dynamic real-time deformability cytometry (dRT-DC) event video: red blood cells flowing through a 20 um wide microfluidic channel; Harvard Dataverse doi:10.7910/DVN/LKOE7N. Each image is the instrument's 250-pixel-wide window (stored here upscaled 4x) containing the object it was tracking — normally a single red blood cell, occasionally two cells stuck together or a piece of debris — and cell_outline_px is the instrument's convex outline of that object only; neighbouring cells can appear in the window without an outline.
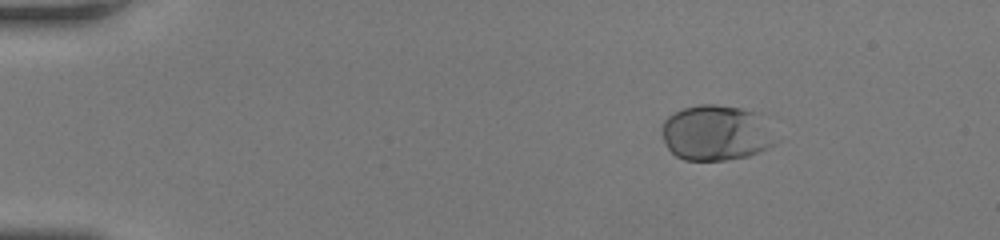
{"species": "human", "species_latin": "Homo sapiens", "temperature_condition": "room temperature", "stored_images_in_passage": 41, "camera_frame_rate_fps": 3000, "um_per_image_px": 0.085, "donor": {"sex": "female"}, "frame": {"image": 1, "passage_image": 1, "time_ms": 0.0, "image_size_px": [1000, 240], "cell_outline_px": [[780, 140], [768, 148], [748, 156], [724, 160], [684, 160], [676, 156], [668, 148], [664, 140], [660, 128], [664, 120], [668, 116], [684, 108], [700, 104], [716, 104], [740, 108], [756, 112]], "centroid_in_image_um": [60.87, 11.3], "position_along_channel_um": 24.1, "area_um2": 36.88}}
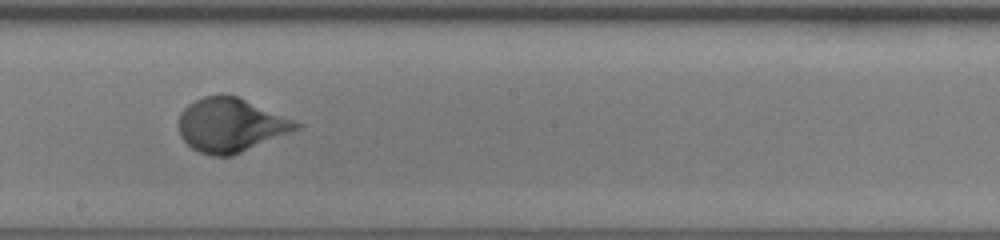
{"frame": {"image": 2, "passage_image": 23, "time_ms": 7.333, "image_size_px": [1000, 240], "cell_outline_px": [[304, 124], [300, 128], [232, 156], [212, 156], [200, 152], [192, 148], [180, 136], [180, 112], [188, 104], [204, 96], [236, 96]], "centroid_in_image_um": [19.61, 10.65], "position_along_channel_um": 228.6, "area_um2": 36.24}}
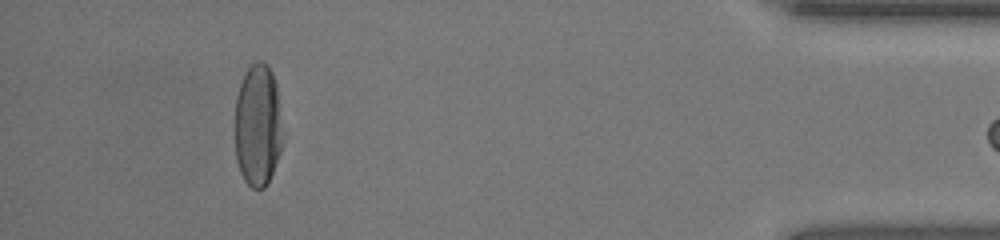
{"frame": {"image": 3, "passage_image": 40, "time_ms": 13.0, "image_size_px": [1000, 240], "cell_outline_px": [[284, 140], [280, 152], [272, 172], [264, 188], [252, 188], [244, 180], [240, 172], [236, 160], [236, 96], [244, 72], [256, 60], [260, 60], [268, 64], [272, 72], [276, 84]], "centroid_in_image_um": [21.93, 10.63], "position_along_channel_um": 413.3, "area_um2": 34.22}}